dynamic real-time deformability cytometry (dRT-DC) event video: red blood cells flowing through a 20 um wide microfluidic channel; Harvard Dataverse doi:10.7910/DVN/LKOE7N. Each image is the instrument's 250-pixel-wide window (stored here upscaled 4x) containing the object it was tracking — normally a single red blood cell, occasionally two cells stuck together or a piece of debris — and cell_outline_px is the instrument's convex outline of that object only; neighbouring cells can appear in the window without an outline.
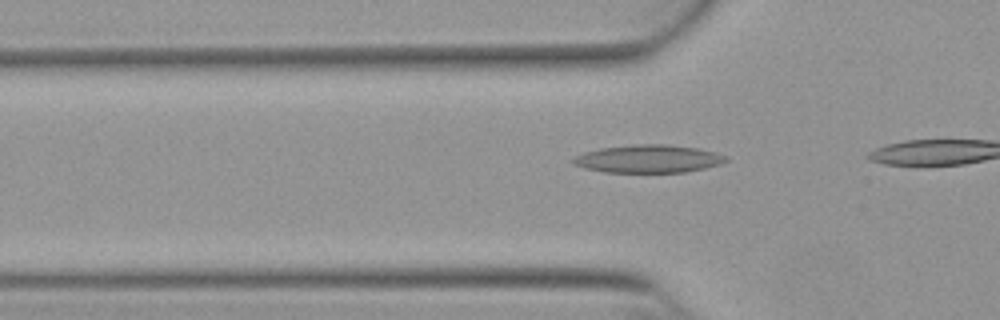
{"species": "Egyptian fruit bat (a non-hibernating species)", "species_latin": "Rousettus aegyptiacus", "temperature_condition": "warm", "stored_images_in_passage": 7, "camera_frame_rate_fps": 3000, "um_per_image_px": 0.085, "animal": {"sex": "female"}, "frame": {"image": 1, "passage_image": 4, "time_ms": 1.0, "image_size_px": [1000, 320], "cell_outline_px": [[728, 160], [724, 164], [684, 172], [604, 172], [584, 168], [572, 164], [568, 160], [584, 152], [600, 148], [632, 144], [664, 144], [700, 148], [728, 156]], "centroid_in_image_um": [55.1, 13.49], "position_along_channel_um": 70.7, "area_um2": 25.14}}